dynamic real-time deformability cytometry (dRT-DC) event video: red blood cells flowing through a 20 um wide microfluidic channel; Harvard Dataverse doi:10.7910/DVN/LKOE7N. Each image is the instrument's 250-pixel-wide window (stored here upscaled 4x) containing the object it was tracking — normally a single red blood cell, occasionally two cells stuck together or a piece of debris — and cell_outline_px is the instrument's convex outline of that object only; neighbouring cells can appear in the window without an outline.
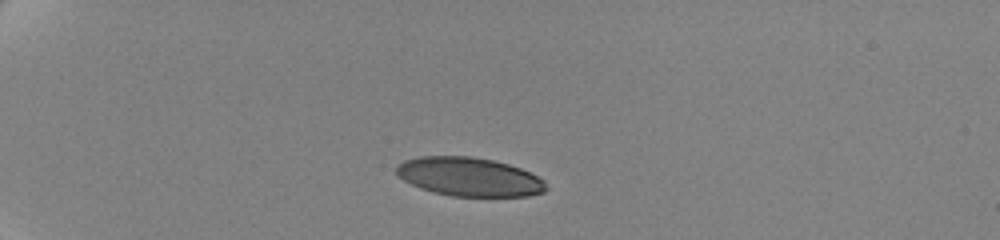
{"species": "human", "species_latin": "Homo sapiens", "temperature_condition": "cold", "stored_images_in_passage": 6, "camera_frame_rate_fps": 3000, "um_per_image_px": 0.085, "donor": {"sex": "female"}, "frame": {"image": 1, "passage_image": 1, "time_ms": 0.0, "image_size_px": [1000, 240], "cell_outline_px": [[548, 188], [544, 192], [528, 196], [452, 196], [432, 192], [420, 188], [404, 180], [396, 172], [396, 168], [404, 160], [420, 156], [472, 156], [492, 160], [508, 164], [520, 168], [544, 180]], "centroid_in_image_um": [39.89, 15.03], "position_along_channel_um": 45.1, "area_um2": 33.7}}
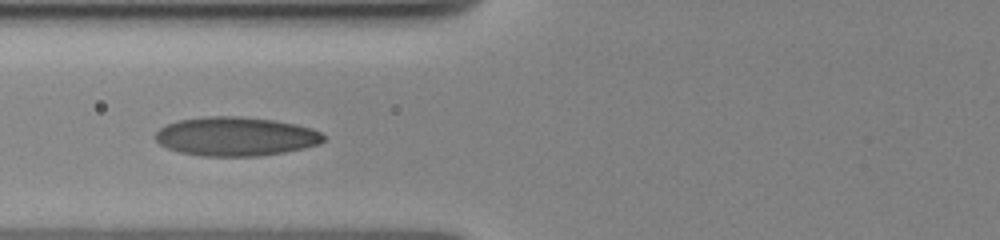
{"frame": {"image": 2, "passage_image": 5, "time_ms": 3.333, "image_size_px": [1000, 240], "cell_outline_px": [[324, 140], [320, 144], [304, 148], [284, 152], [260, 156], [200, 156], [180, 152], [168, 148], [160, 144], [152, 136], [160, 128], [168, 124], [180, 120], [208, 116], [240, 116], [272, 120], [296, 124], [312, 128], [320, 132], [324, 136]], "centroid_in_image_um": [20.04, 11.6], "position_along_channel_um": 105.8, "area_um2": 38.21}}